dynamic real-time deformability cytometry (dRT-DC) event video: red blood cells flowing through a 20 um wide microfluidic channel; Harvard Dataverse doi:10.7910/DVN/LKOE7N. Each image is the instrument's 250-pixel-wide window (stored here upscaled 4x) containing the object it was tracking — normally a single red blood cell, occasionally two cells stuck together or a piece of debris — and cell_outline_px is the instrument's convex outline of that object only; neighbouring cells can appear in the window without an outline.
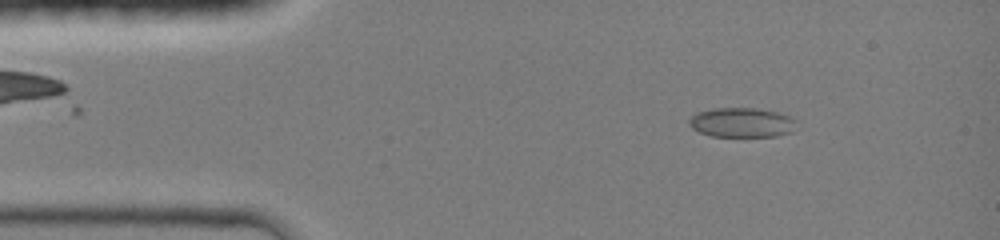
{"species": "common noctule bat (a hibernating species)", "species_latin": "Nyctalus noctula", "temperature_condition": "room temperature", "stored_images_in_passage": 43, "camera_frame_rate_fps": 3000, "um_per_image_px": 0.085, "animal": {"sex": "female", "body_mass_g": 19.0, "forearm_length_mm": 51.5}, "frame": {"image": 1, "passage_image": 5, "time_ms": 1.333, "image_size_px": [1000, 240], "cell_outline_px": [[796, 120], [792, 132], [776, 136], [712, 136], [700, 132], [692, 128], [688, 124], [688, 120], [696, 112], [712, 108], [756, 108], [776, 112], [788, 116]], "centroid_in_image_um": [63.01, 10.41], "position_along_channel_um": 22.0, "area_um2": 18.44}}
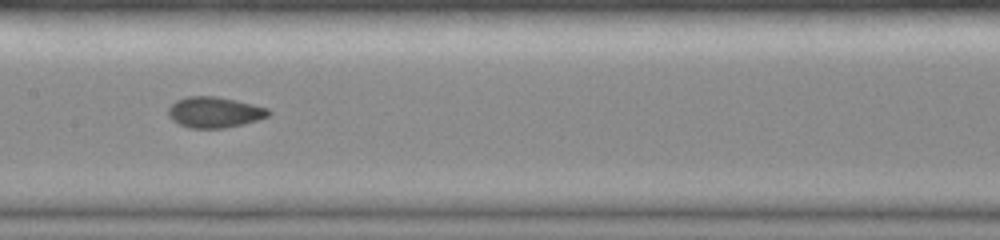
{"frame": {"image": 2, "passage_image": 21, "time_ms": 6.667, "image_size_px": [1000, 240], "cell_outline_px": [[272, 112], [268, 116], [244, 124], [224, 128], [188, 128], [172, 120], [168, 116], [168, 108], [176, 100], [188, 96], [216, 96], [236, 100], [268, 108]], "centroid_in_image_um": [18.22, 9.54], "position_along_channel_um": 189.2, "area_um2": 18.03}}
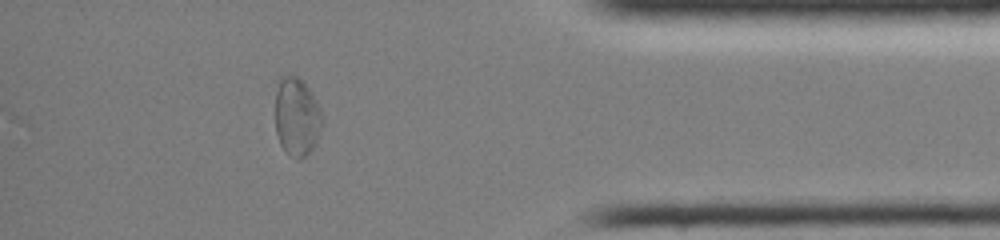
{"frame": {"image": 3, "passage_image": 38, "time_ms": 12.333, "image_size_px": [1000, 240], "cell_outline_px": [[324, 120], [316, 144], [300, 160], [284, 152], [280, 144], [276, 132], [276, 92], [280, 76], [296, 76], [304, 80], [316, 100], [324, 116]], "centroid_in_image_um": [25.25, 9.93], "position_along_channel_um": 410.0, "area_um2": 21.73}, "authors_computed_cell_mechanics": {"area_um2": 18.1492, "velocity_mm_per_s": 4.2721, "shape_relaxation_time_tau1_ms": null, "shape_relaxation_time_tau2_ms": 1.9169, "deformation_change_tau1": null, "deformation_change_tau2": 0.0465}}